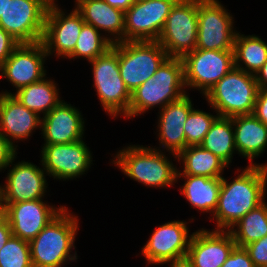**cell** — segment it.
Wrapping results in <instances>:
<instances>
[{
    "mask_svg": "<svg viewBox=\"0 0 267 267\" xmlns=\"http://www.w3.org/2000/svg\"><path fill=\"white\" fill-rule=\"evenodd\" d=\"M233 181L221 178L218 205L213 213L214 230L228 231L244 215L265 201L267 163L247 165Z\"/></svg>",
    "mask_w": 267,
    "mask_h": 267,
    "instance_id": "1",
    "label": "cell"
},
{
    "mask_svg": "<svg viewBox=\"0 0 267 267\" xmlns=\"http://www.w3.org/2000/svg\"><path fill=\"white\" fill-rule=\"evenodd\" d=\"M65 207L29 242L33 267H63L75 261V237L78 232V216ZM73 253V254H71Z\"/></svg>",
    "mask_w": 267,
    "mask_h": 267,
    "instance_id": "2",
    "label": "cell"
},
{
    "mask_svg": "<svg viewBox=\"0 0 267 267\" xmlns=\"http://www.w3.org/2000/svg\"><path fill=\"white\" fill-rule=\"evenodd\" d=\"M185 88L182 59L167 57L153 76L131 92L128 118L140 116L156 106L162 109L188 94Z\"/></svg>",
    "mask_w": 267,
    "mask_h": 267,
    "instance_id": "3",
    "label": "cell"
},
{
    "mask_svg": "<svg viewBox=\"0 0 267 267\" xmlns=\"http://www.w3.org/2000/svg\"><path fill=\"white\" fill-rule=\"evenodd\" d=\"M165 154L155 147L134 144L119 150L111 163L128 178L145 186L172 187L177 183L178 169Z\"/></svg>",
    "mask_w": 267,
    "mask_h": 267,
    "instance_id": "4",
    "label": "cell"
},
{
    "mask_svg": "<svg viewBox=\"0 0 267 267\" xmlns=\"http://www.w3.org/2000/svg\"><path fill=\"white\" fill-rule=\"evenodd\" d=\"M258 90L255 75L234 67L204 98L219 116L250 115L254 110Z\"/></svg>",
    "mask_w": 267,
    "mask_h": 267,
    "instance_id": "5",
    "label": "cell"
},
{
    "mask_svg": "<svg viewBox=\"0 0 267 267\" xmlns=\"http://www.w3.org/2000/svg\"><path fill=\"white\" fill-rule=\"evenodd\" d=\"M92 66L94 87L100 103L109 116L128 118L131 92L120 76L118 43L112 44L103 55L89 62Z\"/></svg>",
    "mask_w": 267,
    "mask_h": 267,
    "instance_id": "6",
    "label": "cell"
},
{
    "mask_svg": "<svg viewBox=\"0 0 267 267\" xmlns=\"http://www.w3.org/2000/svg\"><path fill=\"white\" fill-rule=\"evenodd\" d=\"M158 41H124L118 43L120 76L130 92L155 74L167 58Z\"/></svg>",
    "mask_w": 267,
    "mask_h": 267,
    "instance_id": "7",
    "label": "cell"
},
{
    "mask_svg": "<svg viewBox=\"0 0 267 267\" xmlns=\"http://www.w3.org/2000/svg\"><path fill=\"white\" fill-rule=\"evenodd\" d=\"M181 59L186 88L201 91L202 96L235 67L234 50L194 49Z\"/></svg>",
    "mask_w": 267,
    "mask_h": 267,
    "instance_id": "8",
    "label": "cell"
},
{
    "mask_svg": "<svg viewBox=\"0 0 267 267\" xmlns=\"http://www.w3.org/2000/svg\"><path fill=\"white\" fill-rule=\"evenodd\" d=\"M197 28V0H178L172 7L157 41L168 57L182 58L196 49Z\"/></svg>",
    "mask_w": 267,
    "mask_h": 267,
    "instance_id": "9",
    "label": "cell"
},
{
    "mask_svg": "<svg viewBox=\"0 0 267 267\" xmlns=\"http://www.w3.org/2000/svg\"><path fill=\"white\" fill-rule=\"evenodd\" d=\"M196 49L234 50L233 16L219 0H197Z\"/></svg>",
    "mask_w": 267,
    "mask_h": 267,
    "instance_id": "10",
    "label": "cell"
},
{
    "mask_svg": "<svg viewBox=\"0 0 267 267\" xmlns=\"http://www.w3.org/2000/svg\"><path fill=\"white\" fill-rule=\"evenodd\" d=\"M48 7L43 0H8L0 27L19 43L40 42Z\"/></svg>",
    "mask_w": 267,
    "mask_h": 267,
    "instance_id": "11",
    "label": "cell"
},
{
    "mask_svg": "<svg viewBox=\"0 0 267 267\" xmlns=\"http://www.w3.org/2000/svg\"><path fill=\"white\" fill-rule=\"evenodd\" d=\"M178 0H146L125 11L124 41H157Z\"/></svg>",
    "mask_w": 267,
    "mask_h": 267,
    "instance_id": "12",
    "label": "cell"
},
{
    "mask_svg": "<svg viewBox=\"0 0 267 267\" xmlns=\"http://www.w3.org/2000/svg\"><path fill=\"white\" fill-rule=\"evenodd\" d=\"M15 155L7 167L13 166L7 173L4 186L0 185V206L2 210L9 203H19L43 199L47 191L46 171L37 165L21 161L13 165ZM10 165V166H9Z\"/></svg>",
    "mask_w": 267,
    "mask_h": 267,
    "instance_id": "13",
    "label": "cell"
},
{
    "mask_svg": "<svg viewBox=\"0 0 267 267\" xmlns=\"http://www.w3.org/2000/svg\"><path fill=\"white\" fill-rule=\"evenodd\" d=\"M41 165L47 176L73 180L91 167L92 153L83 139L70 144H43Z\"/></svg>",
    "mask_w": 267,
    "mask_h": 267,
    "instance_id": "14",
    "label": "cell"
},
{
    "mask_svg": "<svg viewBox=\"0 0 267 267\" xmlns=\"http://www.w3.org/2000/svg\"><path fill=\"white\" fill-rule=\"evenodd\" d=\"M68 14L58 4L48 7L42 44L48 56L66 58L74 51L82 26L85 24L82 15L72 9Z\"/></svg>",
    "mask_w": 267,
    "mask_h": 267,
    "instance_id": "15",
    "label": "cell"
},
{
    "mask_svg": "<svg viewBox=\"0 0 267 267\" xmlns=\"http://www.w3.org/2000/svg\"><path fill=\"white\" fill-rule=\"evenodd\" d=\"M48 55L42 42L20 43L0 66V79L5 78L16 90L45 77V59Z\"/></svg>",
    "mask_w": 267,
    "mask_h": 267,
    "instance_id": "16",
    "label": "cell"
},
{
    "mask_svg": "<svg viewBox=\"0 0 267 267\" xmlns=\"http://www.w3.org/2000/svg\"><path fill=\"white\" fill-rule=\"evenodd\" d=\"M188 222L174 220L155 228L142 253L148 264H166L187 255L193 233L189 234Z\"/></svg>",
    "mask_w": 267,
    "mask_h": 267,
    "instance_id": "17",
    "label": "cell"
},
{
    "mask_svg": "<svg viewBox=\"0 0 267 267\" xmlns=\"http://www.w3.org/2000/svg\"><path fill=\"white\" fill-rule=\"evenodd\" d=\"M44 199L9 203L2 213L8 219L12 235L30 242L65 206L49 205Z\"/></svg>",
    "mask_w": 267,
    "mask_h": 267,
    "instance_id": "18",
    "label": "cell"
},
{
    "mask_svg": "<svg viewBox=\"0 0 267 267\" xmlns=\"http://www.w3.org/2000/svg\"><path fill=\"white\" fill-rule=\"evenodd\" d=\"M236 246L229 231L202 228L193 232L186 256L193 267H221Z\"/></svg>",
    "mask_w": 267,
    "mask_h": 267,
    "instance_id": "19",
    "label": "cell"
},
{
    "mask_svg": "<svg viewBox=\"0 0 267 267\" xmlns=\"http://www.w3.org/2000/svg\"><path fill=\"white\" fill-rule=\"evenodd\" d=\"M78 108L61 101L41 117L44 144H70L83 139L85 122Z\"/></svg>",
    "mask_w": 267,
    "mask_h": 267,
    "instance_id": "20",
    "label": "cell"
},
{
    "mask_svg": "<svg viewBox=\"0 0 267 267\" xmlns=\"http://www.w3.org/2000/svg\"><path fill=\"white\" fill-rule=\"evenodd\" d=\"M192 100L189 95L182 96L179 100L170 102L159 113L157 126L160 148L166 149L175 159L186 148L184 124L191 110ZM162 145V146H161Z\"/></svg>",
    "mask_w": 267,
    "mask_h": 267,
    "instance_id": "21",
    "label": "cell"
},
{
    "mask_svg": "<svg viewBox=\"0 0 267 267\" xmlns=\"http://www.w3.org/2000/svg\"><path fill=\"white\" fill-rule=\"evenodd\" d=\"M41 129V116L23 106L13 95L0 93V133L16 149L15 140H24Z\"/></svg>",
    "mask_w": 267,
    "mask_h": 267,
    "instance_id": "22",
    "label": "cell"
},
{
    "mask_svg": "<svg viewBox=\"0 0 267 267\" xmlns=\"http://www.w3.org/2000/svg\"><path fill=\"white\" fill-rule=\"evenodd\" d=\"M74 2H76L74 8L82 15L86 24L92 25L101 33L105 32L104 36L112 44L124 42V11L110 6L104 0Z\"/></svg>",
    "mask_w": 267,
    "mask_h": 267,
    "instance_id": "23",
    "label": "cell"
},
{
    "mask_svg": "<svg viewBox=\"0 0 267 267\" xmlns=\"http://www.w3.org/2000/svg\"><path fill=\"white\" fill-rule=\"evenodd\" d=\"M232 121L237 153L249 159L250 165H257L253 159L267 148V125L253 114L234 116Z\"/></svg>",
    "mask_w": 267,
    "mask_h": 267,
    "instance_id": "24",
    "label": "cell"
},
{
    "mask_svg": "<svg viewBox=\"0 0 267 267\" xmlns=\"http://www.w3.org/2000/svg\"><path fill=\"white\" fill-rule=\"evenodd\" d=\"M179 178L185 180L180 191L191 206L201 212H210L213 215L218 205L221 178L177 175V181Z\"/></svg>",
    "mask_w": 267,
    "mask_h": 267,
    "instance_id": "25",
    "label": "cell"
},
{
    "mask_svg": "<svg viewBox=\"0 0 267 267\" xmlns=\"http://www.w3.org/2000/svg\"><path fill=\"white\" fill-rule=\"evenodd\" d=\"M46 77L19 89L15 94L8 91H4L2 94L13 95L29 110L39 116L42 113L45 116L62 101L55 81L46 79Z\"/></svg>",
    "mask_w": 267,
    "mask_h": 267,
    "instance_id": "26",
    "label": "cell"
},
{
    "mask_svg": "<svg viewBox=\"0 0 267 267\" xmlns=\"http://www.w3.org/2000/svg\"><path fill=\"white\" fill-rule=\"evenodd\" d=\"M177 160L184 165L183 171L180 172L181 170L178 169L177 175L222 178L224 169L228 167L221 159L201 145L187 146L177 155Z\"/></svg>",
    "mask_w": 267,
    "mask_h": 267,
    "instance_id": "27",
    "label": "cell"
},
{
    "mask_svg": "<svg viewBox=\"0 0 267 267\" xmlns=\"http://www.w3.org/2000/svg\"><path fill=\"white\" fill-rule=\"evenodd\" d=\"M234 61L235 68L255 75L267 61V43L254 34L245 36L237 32L234 40Z\"/></svg>",
    "mask_w": 267,
    "mask_h": 267,
    "instance_id": "28",
    "label": "cell"
},
{
    "mask_svg": "<svg viewBox=\"0 0 267 267\" xmlns=\"http://www.w3.org/2000/svg\"><path fill=\"white\" fill-rule=\"evenodd\" d=\"M200 145L229 166L237 152L232 117L218 116Z\"/></svg>",
    "mask_w": 267,
    "mask_h": 267,
    "instance_id": "29",
    "label": "cell"
},
{
    "mask_svg": "<svg viewBox=\"0 0 267 267\" xmlns=\"http://www.w3.org/2000/svg\"><path fill=\"white\" fill-rule=\"evenodd\" d=\"M228 231L238 247L263 238L267 235V203L264 201L252 209Z\"/></svg>",
    "mask_w": 267,
    "mask_h": 267,
    "instance_id": "30",
    "label": "cell"
},
{
    "mask_svg": "<svg viewBox=\"0 0 267 267\" xmlns=\"http://www.w3.org/2000/svg\"><path fill=\"white\" fill-rule=\"evenodd\" d=\"M102 34V35H101ZM112 47V43L95 27L89 24L82 26L74 51L68 59L84 58L88 62L103 55Z\"/></svg>",
    "mask_w": 267,
    "mask_h": 267,
    "instance_id": "31",
    "label": "cell"
},
{
    "mask_svg": "<svg viewBox=\"0 0 267 267\" xmlns=\"http://www.w3.org/2000/svg\"><path fill=\"white\" fill-rule=\"evenodd\" d=\"M0 267H33L29 242L11 235L0 249Z\"/></svg>",
    "mask_w": 267,
    "mask_h": 267,
    "instance_id": "32",
    "label": "cell"
},
{
    "mask_svg": "<svg viewBox=\"0 0 267 267\" xmlns=\"http://www.w3.org/2000/svg\"><path fill=\"white\" fill-rule=\"evenodd\" d=\"M218 116L217 113L213 115L205 111L203 112V110L193 108L184 124L186 147L200 145Z\"/></svg>",
    "mask_w": 267,
    "mask_h": 267,
    "instance_id": "33",
    "label": "cell"
},
{
    "mask_svg": "<svg viewBox=\"0 0 267 267\" xmlns=\"http://www.w3.org/2000/svg\"><path fill=\"white\" fill-rule=\"evenodd\" d=\"M244 248L255 267H267V235L247 244Z\"/></svg>",
    "mask_w": 267,
    "mask_h": 267,
    "instance_id": "34",
    "label": "cell"
},
{
    "mask_svg": "<svg viewBox=\"0 0 267 267\" xmlns=\"http://www.w3.org/2000/svg\"><path fill=\"white\" fill-rule=\"evenodd\" d=\"M221 267H255L244 247L236 246Z\"/></svg>",
    "mask_w": 267,
    "mask_h": 267,
    "instance_id": "35",
    "label": "cell"
},
{
    "mask_svg": "<svg viewBox=\"0 0 267 267\" xmlns=\"http://www.w3.org/2000/svg\"><path fill=\"white\" fill-rule=\"evenodd\" d=\"M20 43L0 27V66Z\"/></svg>",
    "mask_w": 267,
    "mask_h": 267,
    "instance_id": "36",
    "label": "cell"
},
{
    "mask_svg": "<svg viewBox=\"0 0 267 267\" xmlns=\"http://www.w3.org/2000/svg\"><path fill=\"white\" fill-rule=\"evenodd\" d=\"M252 114L267 125V90H258Z\"/></svg>",
    "mask_w": 267,
    "mask_h": 267,
    "instance_id": "37",
    "label": "cell"
},
{
    "mask_svg": "<svg viewBox=\"0 0 267 267\" xmlns=\"http://www.w3.org/2000/svg\"><path fill=\"white\" fill-rule=\"evenodd\" d=\"M17 154L16 149L0 133V171L6 170L11 159Z\"/></svg>",
    "mask_w": 267,
    "mask_h": 267,
    "instance_id": "38",
    "label": "cell"
},
{
    "mask_svg": "<svg viewBox=\"0 0 267 267\" xmlns=\"http://www.w3.org/2000/svg\"><path fill=\"white\" fill-rule=\"evenodd\" d=\"M12 231L8 219L6 216L1 213L0 214V249L7 242V240L11 237Z\"/></svg>",
    "mask_w": 267,
    "mask_h": 267,
    "instance_id": "39",
    "label": "cell"
},
{
    "mask_svg": "<svg viewBox=\"0 0 267 267\" xmlns=\"http://www.w3.org/2000/svg\"><path fill=\"white\" fill-rule=\"evenodd\" d=\"M258 89L267 90V61L261 69L255 74Z\"/></svg>",
    "mask_w": 267,
    "mask_h": 267,
    "instance_id": "40",
    "label": "cell"
},
{
    "mask_svg": "<svg viewBox=\"0 0 267 267\" xmlns=\"http://www.w3.org/2000/svg\"><path fill=\"white\" fill-rule=\"evenodd\" d=\"M107 2L110 6L118 8L122 11H127L130 6L133 4L132 0H104Z\"/></svg>",
    "mask_w": 267,
    "mask_h": 267,
    "instance_id": "41",
    "label": "cell"
},
{
    "mask_svg": "<svg viewBox=\"0 0 267 267\" xmlns=\"http://www.w3.org/2000/svg\"><path fill=\"white\" fill-rule=\"evenodd\" d=\"M170 267H193L191 261L187 258V256L174 259L173 261L167 262Z\"/></svg>",
    "mask_w": 267,
    "mask_h": 267,
    "instance_id": "42",
    "label": "cell"
},
{
    "mask_svg": "<svg viewBox=\"0 0 267 267\" xmlns=\"http://www.w3.org/2000/svg\"><path fill=\"white\" fill-rule=\"evenodd\" d=\"M8 0H0V17L5 12Z\"/></svg>",
    "mask_w": 267,
    "mask_h": 267,
    "instance_id": "43",
    "label": "cell"
},
{
    "mask_svg": "<svg viewBox=\"0 0 267 267\" xmlns=\"http://www.w3.org/2000/svg\"><path fill=\"white\" fill-rule=\"evenodd\" d=\"M48 6L52 5V4H56L55 2L57 0H43Z\"/></svg>",
    "mask_w": 267,
    "mask_h": 267,
    "instance_id": "44",
    "label": "cell"
},
{
    "mask_svg": "<svg viewBox=\"0 0 267 267\" xmlns=\"http://www.w3.org/2000/svg\"><path fill=\"white\" fill-rule=\"evenodd\" d=\"M133 3H137V2H142V1H146V0H132Z\"/></svg>",
    "mask_w": 267,
    "mask_h": 267,
    "instance_id": "45",
    "label": "cell"
}]
</instances>
